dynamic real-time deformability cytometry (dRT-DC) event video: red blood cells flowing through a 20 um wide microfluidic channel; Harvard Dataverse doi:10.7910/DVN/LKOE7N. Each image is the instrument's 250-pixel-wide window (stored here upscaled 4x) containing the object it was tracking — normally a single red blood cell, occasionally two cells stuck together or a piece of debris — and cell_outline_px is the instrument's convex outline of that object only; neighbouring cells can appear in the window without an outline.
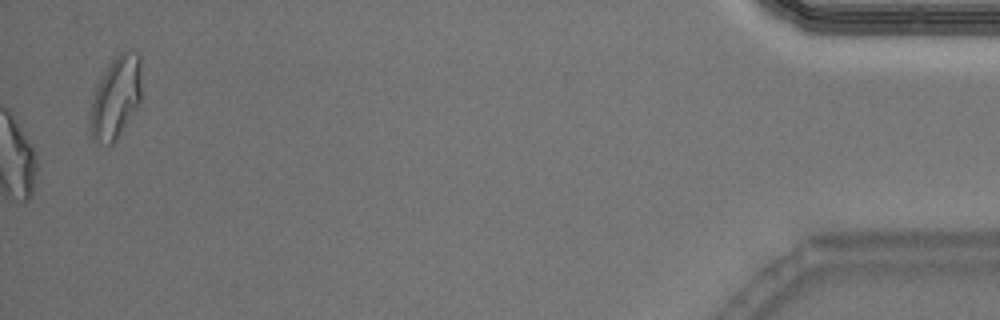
{"species": "Egyptian fruit bat (a non-hibernating species)", "species_latin": "Rousettus aegyptiacus", "temperature_condition": "warm", "stored_images_in_passage": 45, "camera_frame_rate_fps": 3000, "um_per_image_px": 0.085, "animal": {"sex": "male"}, "frame": {"image": 1, "passage_image": 45, "time_ms": 14.667, "image_size_px": [1000, 320], "cell_outline_px": [[140, 104], [116, 140], [112, 144], [108, 144], [92, 140], [88, 136], [88, 116], [96, 84], [112, 60], [120, 52], [132, 48], [140, 52]], "centroid_in_image_um": [9.81, 8.3], "position_along_channel_um": 425.4, "area_um2": 25.26}, "authors_computed_cell_mechanics": {"area_um2": 19.5364, "velocity_mm_per_s": 4.0548, "shape_relaxation_time_tau1_ms": null, "shape_relaxation_time_tau2_ms": 1.9776, "deformation_change_tau1": null, "deformation_change_tau2": 0.0752}}